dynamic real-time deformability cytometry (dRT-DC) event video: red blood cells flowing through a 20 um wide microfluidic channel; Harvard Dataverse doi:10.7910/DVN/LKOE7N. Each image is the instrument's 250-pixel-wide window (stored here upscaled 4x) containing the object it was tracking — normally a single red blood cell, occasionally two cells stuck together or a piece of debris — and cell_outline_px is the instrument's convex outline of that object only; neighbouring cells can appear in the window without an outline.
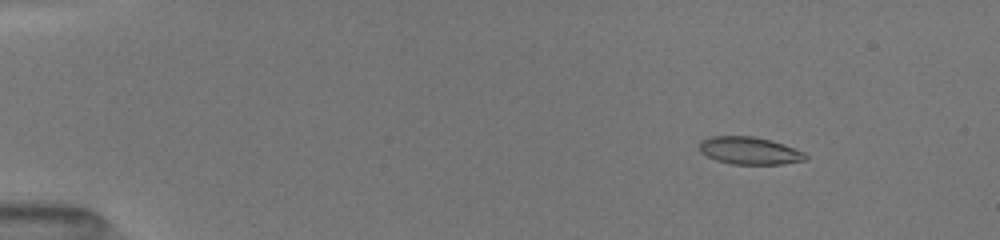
{"species": "common noctule bat (a hibernating species)", "species_latin": "Nyctalus noctula", "temperature_condition": "room temperature", "stored_images_in_passage": 15, "camera_frame_rate_fps": 3000, "um_per_image_px": 0.085, "animal": {"sex": "female", "body_mass_g": 19.5, "forearm_length_mm": 54.1}, "frame": {"image": 1, "passage_image": 3, "time_ms": 2.0, "image_size_px": [1000, 240], "cell_outline_px": [[808, 156], [804, 160], [784, 164], [732, 164], [716, 160], [700, 152], [700, 140], [712, 136], [752, 136], [784, 144], [804, 152]], "centroid_in_image_um": [63.7, 12.81], "position_along_channel_um": 21.3, "area_um2": 16.88}}
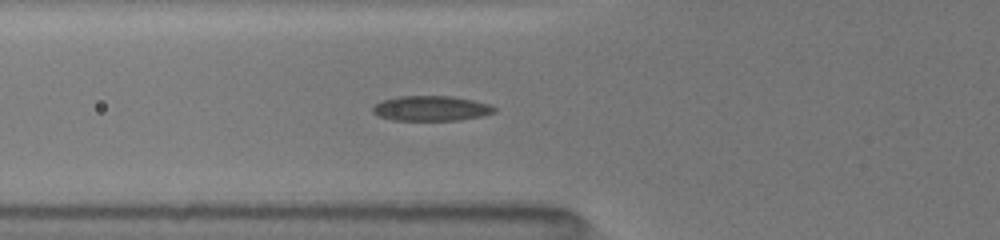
{"frame": {"image": 2, "passage_image": 10, "time_ms": 6.333, "image_size_px": [1000, 240], "cell_outline_px": [[496, 112], [484, 116], [460, 120], [392, 120], [380, 116], [372, 112], [372, 108], [376, 104], [384, 100], [400, 96], [452, 96], [492, 104], [496, 108]], "centroid_in_image_um": [36.71, 9.21], "position_along_channel_um": 89.1, "area_um2": 17.8}}
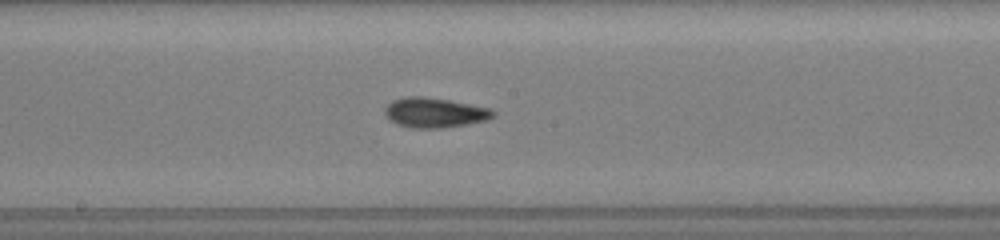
{"frame": {"image": 3, "passage_image": 15, "time_ms": 9.333, "image_size_px": [1000, 240], "cell_outline_px": [[496, 116], [488, 120], [468, 124], [444, 128], [412, 128], [396, 124], [388, 120], [384, 116], [384, 108], [392, 100], [404, 96], [424, 96], [448, 100], [492, 108], [496, 112]], "centroid_in_image_um": [36.94, 9.58], "position_along_channel_um": 211.3, "area_um2": 19.31}}